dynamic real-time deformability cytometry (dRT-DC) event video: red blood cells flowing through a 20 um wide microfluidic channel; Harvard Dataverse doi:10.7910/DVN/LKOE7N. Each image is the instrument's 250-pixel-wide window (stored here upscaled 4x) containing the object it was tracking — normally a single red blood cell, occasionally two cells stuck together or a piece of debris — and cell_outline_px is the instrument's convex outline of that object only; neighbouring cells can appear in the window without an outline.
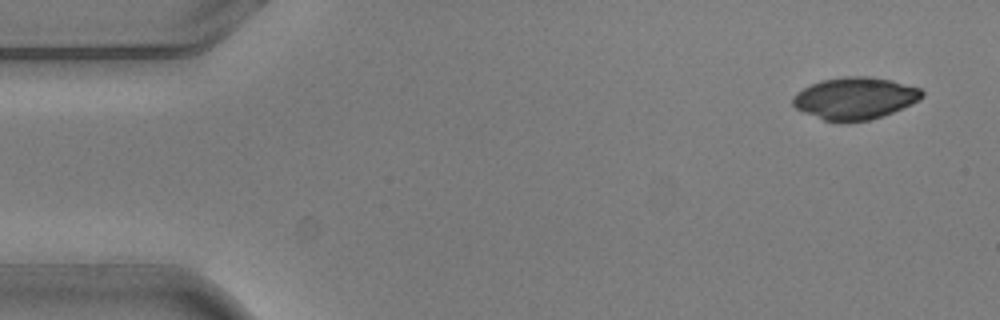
{"species": "common noctule bat (a hibernating species)", "species_latin": "Nyctalus noctula", "temperature_condition": "warm", "stored_images_in_passage": 5, "camera_frame_rate_fps": 3000, "um_per_image_px": 0.085, "animal": {"sex": "male", "body_mass_g": 20.5, "forearm_length_mm": 52.5}, "frame": {"image": 1, "passage_image": 1, "time_ms": 0.0, "image_size_px": [1000, 320], "cell_outline_px": [[924, 96], [920, 100], [912, 104], [892, 112], [868, 120], [840, 124], [824, 120], [804, 112], [796, 108], [792, 104], [792, 96], [796, 92], [820, 80], [844, 76], [868, 76], [892, 80], [920, 88], [924, 92]], "centroid_in_image_um": [72.66, 8.36], "position_along_channel_um": 12.3, "area_um2": 31.96}}